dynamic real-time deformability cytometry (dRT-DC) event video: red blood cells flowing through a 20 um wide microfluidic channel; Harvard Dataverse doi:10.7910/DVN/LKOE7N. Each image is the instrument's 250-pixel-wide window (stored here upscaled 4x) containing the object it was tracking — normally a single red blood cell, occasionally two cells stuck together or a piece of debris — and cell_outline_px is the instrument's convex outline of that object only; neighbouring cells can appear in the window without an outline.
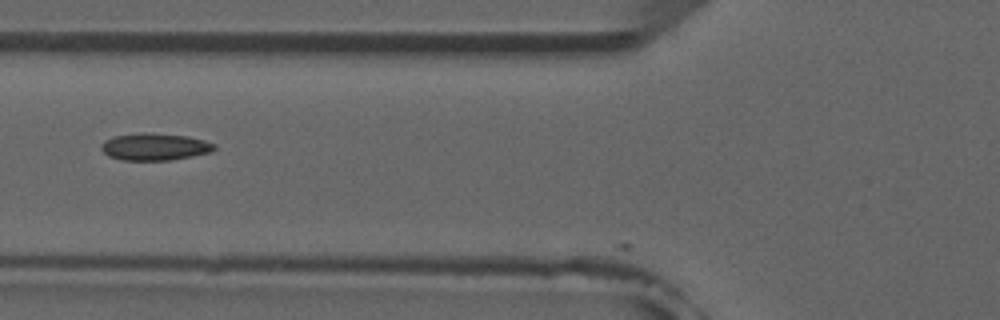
{"species": "common noctule bat (a hibernating species)", "species_latin": "Nyctalus noctula", "temperature_condition": "room temperature", "stored_images_in_passage": 7, "camera_frame_rate_fps": 3000, "um_per_image_px": 0.085, "animal": {"sex": "male", "forearm_length_mm": 52.5}, "frame": {"image": 1, "passage_image": 6, "time_ms": 5.667, "image_size_px": [1000, 320], "cell_outline_px": [[216, 148], [212, 152], [172, 160], [124, 160], [108, 156], [100, 148], [100, 144], [104, 140], [112, 136], [144, 132], [188, 136], [204, 140], [216, 144]], "centroid_in_image_um": [13.15, 12.47], "position_along_channel_um": 112.7, "area_um2": 18.03}}